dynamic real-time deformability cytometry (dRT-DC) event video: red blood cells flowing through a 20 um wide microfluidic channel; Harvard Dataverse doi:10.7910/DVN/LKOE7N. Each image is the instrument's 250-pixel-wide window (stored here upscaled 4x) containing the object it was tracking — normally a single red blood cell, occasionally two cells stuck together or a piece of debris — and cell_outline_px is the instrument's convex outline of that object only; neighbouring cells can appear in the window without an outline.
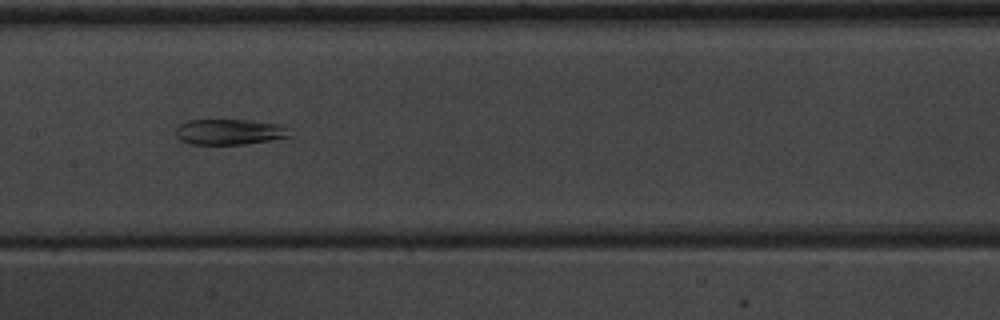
{"species": "common noctule bat (a hibernating species)", "species_latin": "Nyctalus noctula", "temperature_condition": "warm", "stored_images_in_passage": 51, "camera_frame_rate_fps": 3000, "um_per_image_px": 0.085, "animal": {"sex": "male", "body_mass_g": 20.1, "forearm_length_mm": 53.5}, "frame": {"image": 1, "passage_image": 26, "time_ms": 8.333, "image_size_px": [1000, 320], "cell_outline_px": [[292, 136], [248, 144], [188, 144], [180, 140], [176, 136], [176, 128], [180, 124], [188, 120], [248, 120], [280, 124], [288, 128]], "centroid_in_image_um": [19.51, 11.21], "position_along_channel_um": 187.9, "area_um2": 17.11}}
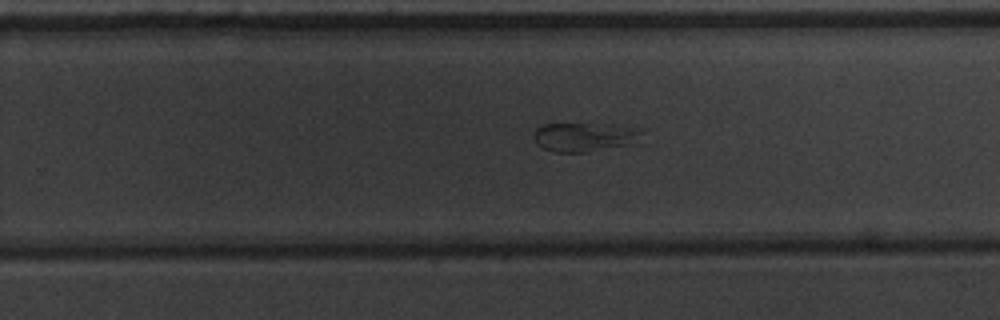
{"frame": {"image": 2, "passage_image": 33, "time_ms": 10.667, "image_size_px": [1000, 320], "cell_outline_px": [[644, 132], [640, 144], [588, 152], [556, 152], [544, 148], [536, 144], [532, 136], [536, 128], [544, 124], [592, 124], [632, 128]], "centroid_in_image_um": [49.72, 11.68], "position_along_channel_um": 280.1, "area_um2": 18.44}}
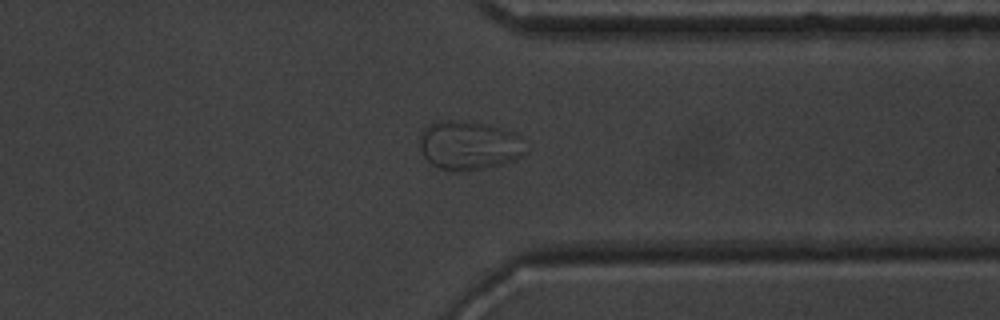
{"frame": {"image": 3, "passage_image": 40, "time_ms": 13.0, "image_size_px": [1000, 320], "cell_outline_px": [[528, 152], [504, 164], [464, 172], [448, 172], [432, 164], [424, 156], [420, 148], [420, 136], [424, 128], [428, 124], [436, 120], [464, 120], [488, 124], [504, 128], [520, 136]], "centroid_in_image_um": [39.86, 12.35], "position_along_channel_um": 371.5, "area_um2": 30.81}}